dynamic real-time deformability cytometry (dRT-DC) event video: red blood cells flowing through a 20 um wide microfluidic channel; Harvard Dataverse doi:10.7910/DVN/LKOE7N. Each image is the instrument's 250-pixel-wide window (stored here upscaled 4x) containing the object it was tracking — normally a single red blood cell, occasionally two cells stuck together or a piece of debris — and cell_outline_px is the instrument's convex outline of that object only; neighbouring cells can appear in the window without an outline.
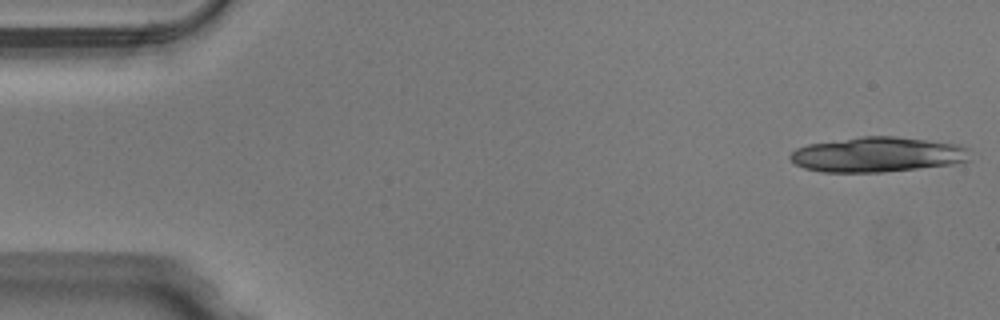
{"species": "Egyptian fruit bat (a non-hibernating species)", "species_latin": "Rousettus aegyptiacus", "temperature_condition": "warm", "stored_images_in_passage": 20, "camera_frame_rate_fps": 3000, "um_per_image_px": 0.085, "animal": {"sex": "male"}, "frame": {"image": 1, "passage_image": 1, "time_ms": 0.0, "image_size_px": [1000, 320], "cell_outline_px": [[968, 160], [952, 164], [880, 172], [824, 172], [804, 168], [796, 164], [788, 156], [796, 148], [808, 144], [864, 136], [896, 136], [956, 144], [968, 148]], "centroid_in_image_um": [74.54, 13.13], "position_along_channel_um": 10.5, "area_um2": 36.24}}